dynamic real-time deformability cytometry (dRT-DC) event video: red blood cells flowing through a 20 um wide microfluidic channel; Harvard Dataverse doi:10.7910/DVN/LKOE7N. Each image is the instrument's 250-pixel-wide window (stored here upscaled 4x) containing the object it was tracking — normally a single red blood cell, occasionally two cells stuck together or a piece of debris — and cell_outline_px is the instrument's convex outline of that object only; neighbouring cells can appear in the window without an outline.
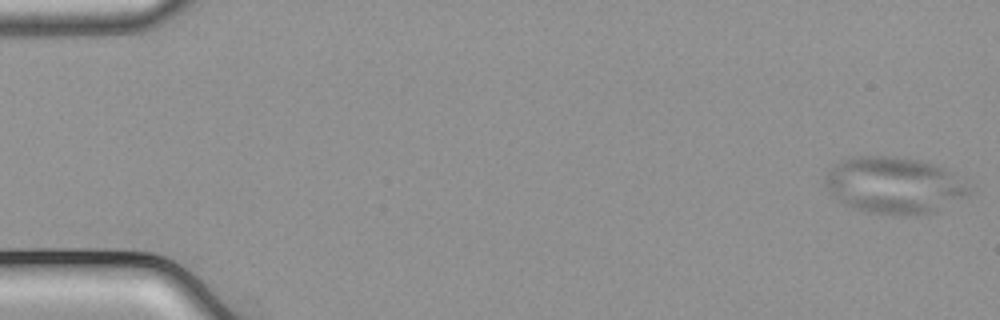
{"species": "common noctule bat (a hibernating species)", "species_latin": "Nyctalus noctula", "temperature_condition": "cold", "stored_images_in_passage": 54, "camera_frame_rate_fps": 3000, "um_per_image_px": 0.085, "animal": {"sex": "male", "body_mass_g": 21.5, "forearm_length_mm": 52.0}, "frame": {"image": 1, "passage_image": 1, "time_ms": 0.0, "image_size_px": [1000, 320], "cell_outline_px": [[968, 196], [932, 212], [904, 216], [892, 216], [860, 212], [844, 204], [832, 196], [824, 184], [824, 180], [828, 172], [836, 164], [852, 156], [892, 156], [920, 160], [944, 168], [968, 188]], "centroid_in_image_um": [75.91, 15.78], "position_along_channel_um": 9.1, "area_um2": 47.28}}
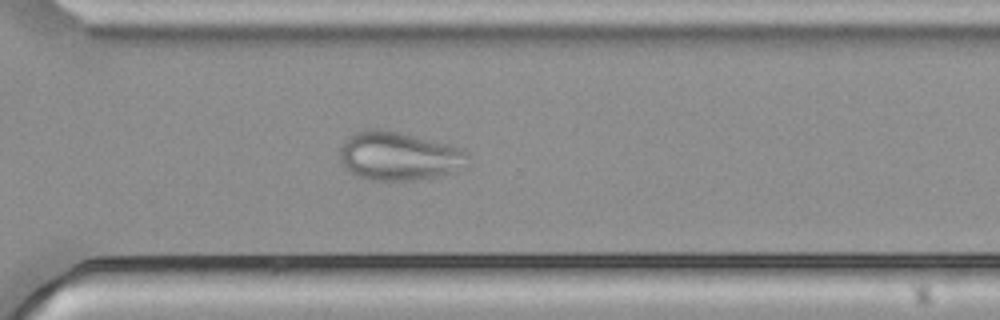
{"frame": {"image": 2, "passage_image": 39, "time_ms": 12.667, "image_size_px": [1000, 320], "cell_outline_px": [[472, 164], [468, 168], [440, 176], [416, 180], [368, 180], [356, 176], [348, 172], [344, 168], [340, 156], [340, 148], [344, 140], [348, 136], [356, 132], [368, 128], [380, 128], [400, 132], [464, 148], [472, 156]], "centroid_in_image_um": [33.98, 13.27], "position_along_channel_um": 336.6, "area_um2": 37.4}}
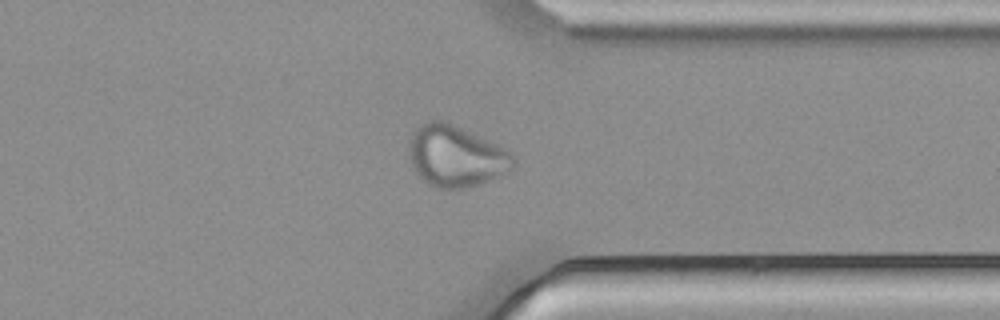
{"frame": {"image": 3, "passage_image": 42, "time_ms": 13.667, "image_size_px": [1000, 320], "cell_outline_px": [[516, 168], [508, 172], [480, 184], [468, 188], [436, 188], [428, 184], [416, 172], [412, 164], [412, 132], [420, 124], [432, 120], [444, 120], [496, 144], [504, 148], [516, 156]], "centroid_in_image_um": [38.82, 13.29], "position_along_channel_um": 372.6, "area_um2": 36.88}}